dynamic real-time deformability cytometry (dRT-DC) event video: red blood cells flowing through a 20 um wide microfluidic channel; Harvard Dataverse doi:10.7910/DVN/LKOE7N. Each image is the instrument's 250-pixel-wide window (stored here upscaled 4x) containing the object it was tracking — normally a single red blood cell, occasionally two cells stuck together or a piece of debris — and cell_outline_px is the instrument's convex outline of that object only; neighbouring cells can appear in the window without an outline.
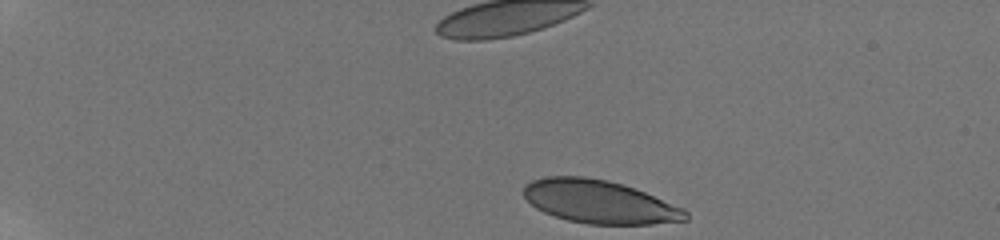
{"species": "human", "species_latin": "Homo sapiens", "temperature_condition": "room temperature", "stored_images_in_passage": 41, "camera_frame_rate_fps": 3000, "um_per_image_px": 0.085, "donor": {"sex": "male"}, "frame": {"image": 1, "passage_image": 1, "time_ms": 0.0, "image_size_px": [1000, 240], "cell_outline_px": [[688, 220], [652, 224], [588, 224], [568, 220], [544, 212], [536, 208], [524, 196], [524, 184], [532, 180], [544, 176], [584, 176], [608, 180], [624, 184], [684, 208], [688, 212]], "centroid_in_image_um": [50.95, 17.14], "position_along_channel_um": 34.1, "area_um2": 40.75}}
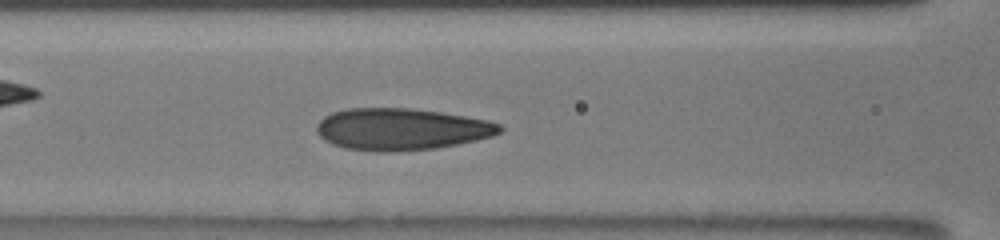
{"frame": {"image": 2, "passage_image": 17, "time_ms": 5.333, "image_size_px": [1000, 240], "cell_outline_px": [[504, 128], [500, 132], [492, 136], [476, 140], [436, 148], [392, 152], [376, 152], [344, 148], [332, 144], [324, 140], [316, 132], [316, 124], [324, 116], [332, 112], [348, 108], [412, 108], [440, 112], [488, 120], [500, 124]], "centroid_in_image_um": [34.08, 10.98], "position_along_channel_um": 132.5, "area_um2": 44.85}}
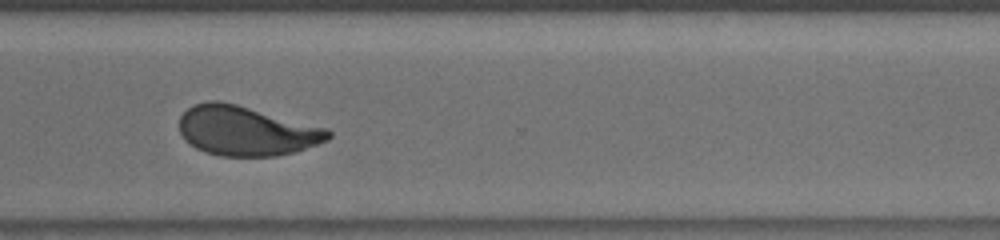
{"frame": {"image": 3, "passage_image": 34, "time_ms": 11.0, "image_size_px": [1000, 240], "cell_outline_px": [[332, 136], [328, 140], [292, 152], [276, 156], [220, 156], [204, 152], [196, 148], [184, 140], [180, 132], [180, 116], [192, 104], [208, 100], [220, 100], [236, 104], [328, 128], [332, 132]], "centroid_in_image_um": [20.9, 11.11], "position_along_channel_um": 349.7, "area_um2": 43.12}, "authors_computed_cell_mechanics": {"area_um2": 43.2922, "velocity_mm_per_s": 3.8435, "shape_relaxation_time_tau1_ms": 4.8603, "shape_relaxation_time_tau2_ms": 0.8272, "deformation_change_tau1": 0.172, "deformation_change_tau2": 0.0607}}